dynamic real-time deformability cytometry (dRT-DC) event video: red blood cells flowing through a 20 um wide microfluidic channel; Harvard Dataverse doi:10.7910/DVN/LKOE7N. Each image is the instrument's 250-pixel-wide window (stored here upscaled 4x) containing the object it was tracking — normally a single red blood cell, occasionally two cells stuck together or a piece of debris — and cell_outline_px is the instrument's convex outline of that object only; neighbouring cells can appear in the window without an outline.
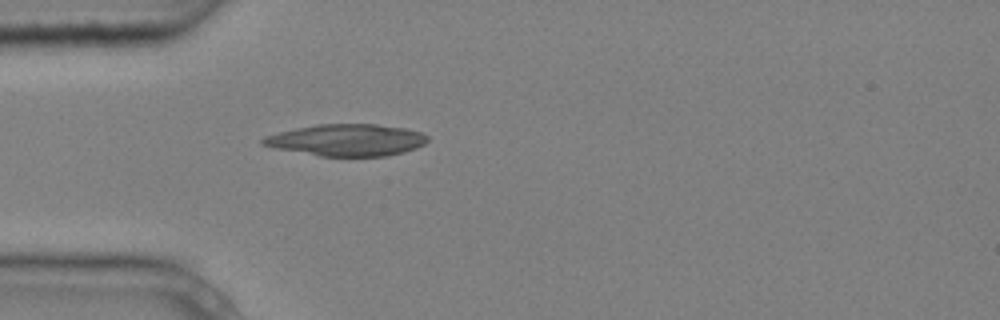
{"species": "common noctule bat (a hibernating species)", "species_latin": "Nyctalus noctula", "temperature_condition": "cold", "stored_images_in_passage": 4, "camera_frame_rate_fps": 3000, "um_per_image_px": 0.085, "animal": {"sex": "male", "body_mass_g": 20.4}, "frame": {"image": 1, "passage_image": 4, "time_ms": 1.0, "image_size_px": [1000, 320], "cell_outline_px": [[428, 140], [424, 144], [416, 148], [404, 152], [388, 156], [320, 156], [276, 148], [260, 144], [260, 140], [264, 136], [296, 128], [316, 124], [376, 124], [404, 128], [420, 132], [428, 136]], "centroid_in_image_um": [29.48, 11.9], "position_along_channel_um": 55.5, "area_um2": 30.46}}